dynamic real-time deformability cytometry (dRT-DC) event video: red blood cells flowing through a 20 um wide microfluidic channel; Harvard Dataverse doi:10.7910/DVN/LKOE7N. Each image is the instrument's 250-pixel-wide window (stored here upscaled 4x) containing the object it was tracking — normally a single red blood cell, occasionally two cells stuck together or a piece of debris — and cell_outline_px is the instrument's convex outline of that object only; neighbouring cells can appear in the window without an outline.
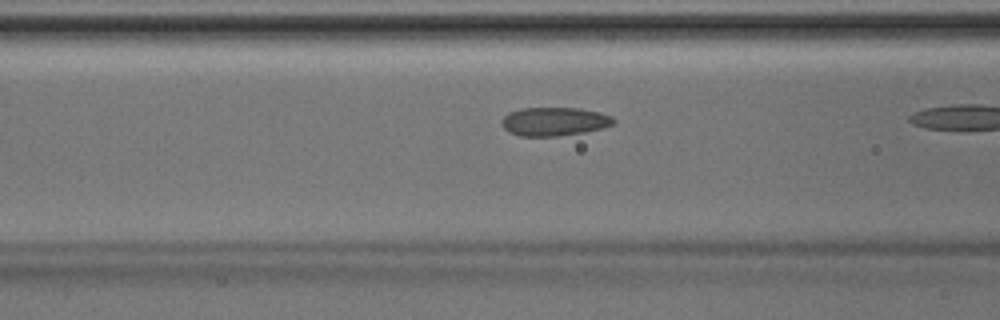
{"species": "Egyptian fruit bat (a non-hibernating species)", "species_latin": "Rousettus aegyptiacus", "temperature_condition": "room temperature", "stored_images_in_passage": 14, "camera_frame_rate_fps": 3000, "um_per_image_px": 0.085, "animal": {"sex": "male"}, "frame": {"image": 1, "passage_image": 10, "time_ms": 3.0, "image_size_px": [1000, 320], "cell_outline_px": [[616, 120], [612, 124], [604, 128], [584, 132], [560, 136], [520, 136], [508, 132], [500, 124], [500, 120], [508, 112], [520, 108], [580, 108], [600, 112], [612, 116]], "centroid_in_image_um": [47.09, 10.33], "position_along_channel_um": 119.5, "area_um2": 18.9}}